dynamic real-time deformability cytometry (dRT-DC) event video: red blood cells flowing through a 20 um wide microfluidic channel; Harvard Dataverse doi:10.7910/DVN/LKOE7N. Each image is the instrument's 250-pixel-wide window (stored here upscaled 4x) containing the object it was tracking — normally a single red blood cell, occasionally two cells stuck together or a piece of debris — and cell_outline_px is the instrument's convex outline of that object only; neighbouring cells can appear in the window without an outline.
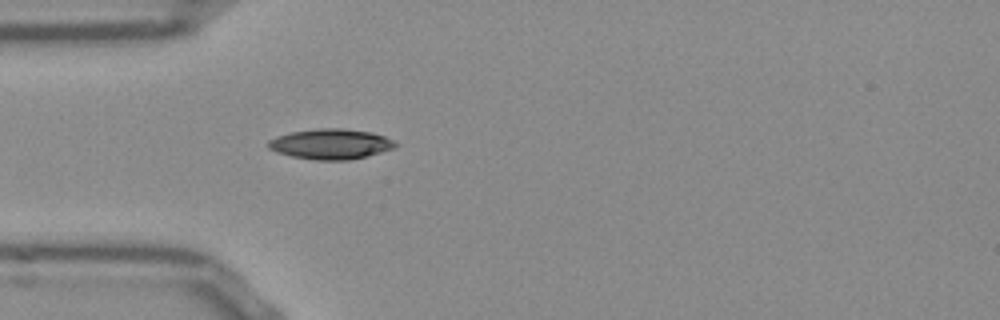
{"species": "Egyptian fruit bat (a non-hibernating species)", "species_latin": "Rousettus aegyptiacus", "temperature_condition": "room temperature", "stored_images_in_passage": 38, "camera_frame_rate_fps": 3000, "um_per_image_px": 0.085, "frame": {"image": 1, "passage_image": 1, "time_ms": 0.0, "image_size_px": [1000, 320], "cell_outline_px": [[396, 148], [368, 156], [348, 160], [316, 160], [292, 156], [276, 152], [268, 148], [268, 140], [276, 136], [292, 132], [316, 128], [344, 128], [372, 132], [384, 136], [392, 140], [396, 144]], "centroid_in_image_um": [28.12, 12.24], "position_along_channel_um": 56.9, "area_um2": 22.54}}
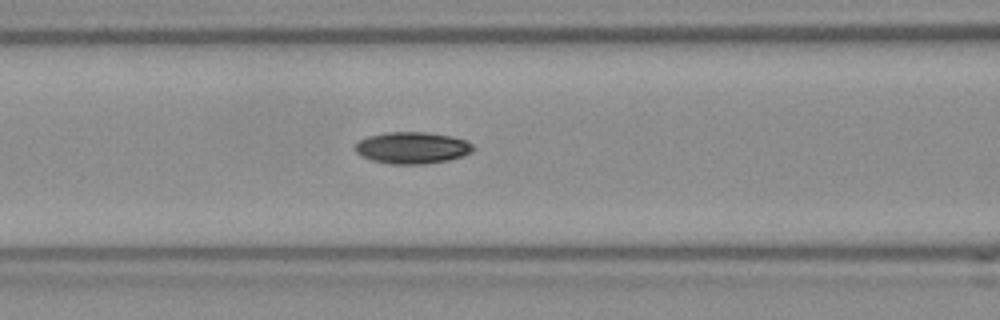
{"frame": {"image": 2, "passage_image": 7, "time_ms": 2.0, "image_size_px": [1000, 320], "cell_outline_px": [[476, 148], [472, 152], [464, 156], [448, 160], [424, 164], [392, 164], [372, 160], [356, 152], [356, 144], [360, 140], [368, 136], [384, 132], [424, 132], [448, 136], [464, 140], [472, 144]], "centroid_in_image_um": [35.06, 12.56], "position_along_channel_um": 131.5, "area_um2": 21.62}}
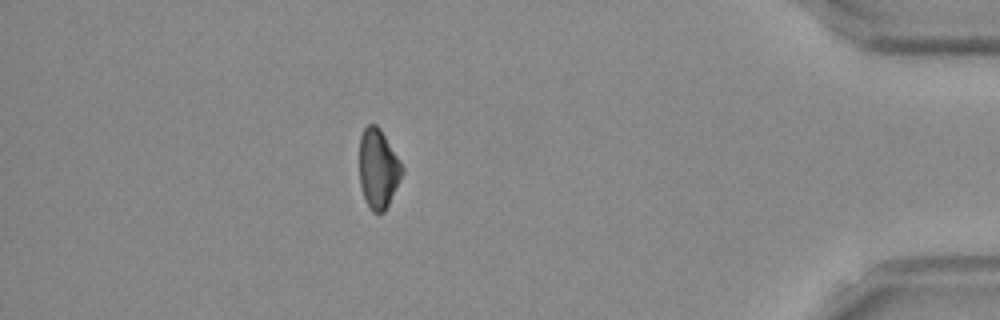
{"frame": {"image": 3, "passage_image": 32, "time_ms": 10.333, "image_size_px": [1000, 320], "cell_outline_px": [[404, 172], [384, 212], [372, 212], [368, 208], [364, 200], [360, 184], [360, 136], [364, 128], [368, 124], [376, 124], [380, 128], [400, 160], [404, 168]], "centroid_in_image_um": [32.14, 14.34], "position_along_channel_um": 403.1, "area_um2": 19.83}, "authors_computed_cell_mechanics": {"area_um2": 21.1837, "velocity_mm_per_s": 3.8449, "shape_relaxation_time_tau1_ms": 4.1121, "shape_relaxation_time_tau2_ms": null, "deformation_change_tau1": 0.1199, "deformation_change_tau2": null}}